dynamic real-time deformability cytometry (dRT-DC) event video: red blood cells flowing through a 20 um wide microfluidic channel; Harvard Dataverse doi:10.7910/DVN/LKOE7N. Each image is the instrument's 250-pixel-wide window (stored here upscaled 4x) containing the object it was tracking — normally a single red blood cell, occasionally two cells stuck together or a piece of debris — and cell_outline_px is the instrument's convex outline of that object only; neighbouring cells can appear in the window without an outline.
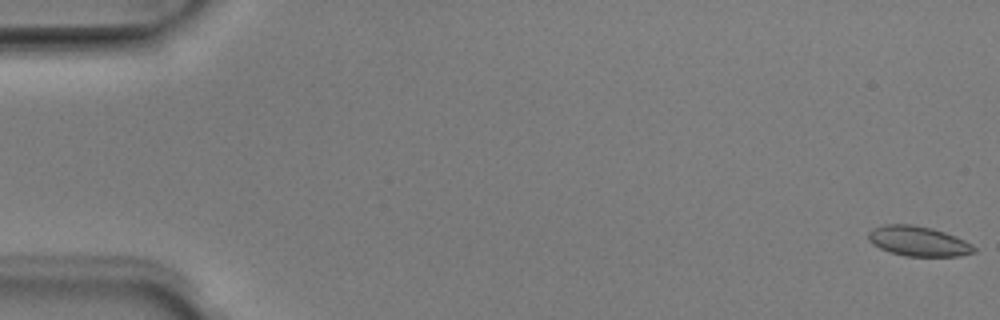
{"species": "Egyptian fruit bat (a non-hibernating species)", "species_latin": "Rousettus aegyptiacus", "temperature_condition": "room temperature", "stored_images_in_passage": 8, "camera_frame_rate_fps": 3000, "um_per_image_px": 0.085, "animal": {"sex": "male"}, "frame": {"image": 1, "passage_image": 1, "time_ms": 0.0, "image_size_px": [1000, 320], "cell_outline_px": [[976, 252], [960, 256], [904, 256], [888, 252], [872, 244], [868, 240], [868, 232], [872, 228], [884, 224], [916, 224], [932, 228], [944, 232], [964, 240], [972, 244], [976, 248]], "centroid_in_image_um": [78.03, 20.5], "position_along_channel_um": 7.0, "area_um2": 18.67}}